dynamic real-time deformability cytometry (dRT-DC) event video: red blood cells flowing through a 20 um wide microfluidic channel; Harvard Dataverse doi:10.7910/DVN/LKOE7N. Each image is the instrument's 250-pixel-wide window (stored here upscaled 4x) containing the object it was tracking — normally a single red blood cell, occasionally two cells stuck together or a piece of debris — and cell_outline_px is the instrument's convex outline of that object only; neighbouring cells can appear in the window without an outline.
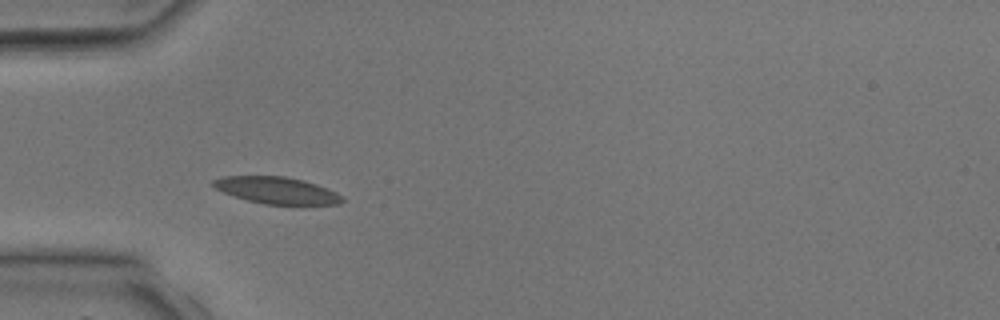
{"species": "common noctule bat (a hibernating species)", "species_latin": "Nyctalus noctula", "temperature_condition": "room temperature", "stored_images_in_passage": 1, "camera_frame_rate_fps": 3000, "um_per_image_px": 0.085, "animal": {"sex": "male", "body_mass_g": 17.9, "forearm_length_mm": 54.2}, "frame": {"image": 1, "passage_image": 1, "time_ms": 0.0, "image_size_px": [1000, 320], "cell_outline_px": [[344, 200], [340, 204], [300, 208], [264, 204], [248, 200], [224, 192], [216, 188], [212, 184], [212, 180], [224, 176], [284, 176], [304, 180], [328, 188], [344, 196]], "centroid_in_image_um": [23.67, 16.24], "position_along_channel_um": 61.3, "area_um2": 21.1}}